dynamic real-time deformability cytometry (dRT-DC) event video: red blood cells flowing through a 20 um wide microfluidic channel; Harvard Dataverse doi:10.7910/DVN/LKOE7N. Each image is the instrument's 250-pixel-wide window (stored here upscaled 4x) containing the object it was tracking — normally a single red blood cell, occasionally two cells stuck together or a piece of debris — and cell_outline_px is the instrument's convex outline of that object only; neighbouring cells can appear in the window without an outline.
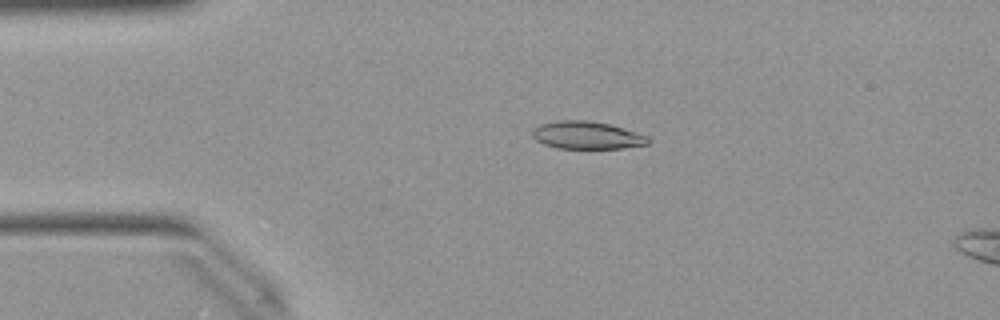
{"species": "Egyptian fruit bat (a non-hibernating species)", "species_latin": "Rousettus aegyptiacus", "temperature_condition": "warm", "stored_images_in_passage": 50, "camera_frame_rate_fps": 3000, "um_per_image_px": 0.085, "animal": {"sex": "female"}, "frame": {"image": 1, "passage_image": 10, "time_ms": 3.0, "image_size_px": [1000, 320], "cell_outline_px": [[652, 140], [648, 144], [624, 148], [556, 148], [544, 144], [536, 140], [532, 136], [532, 128], [540, 124], [556, 120], [588, 120], [608, 124], [636, 132], [648, 136]], "centroid_in_image_um": [49.87, 11.49], "position_along_channel_um": 35.1, "area_um2": 18.73}}
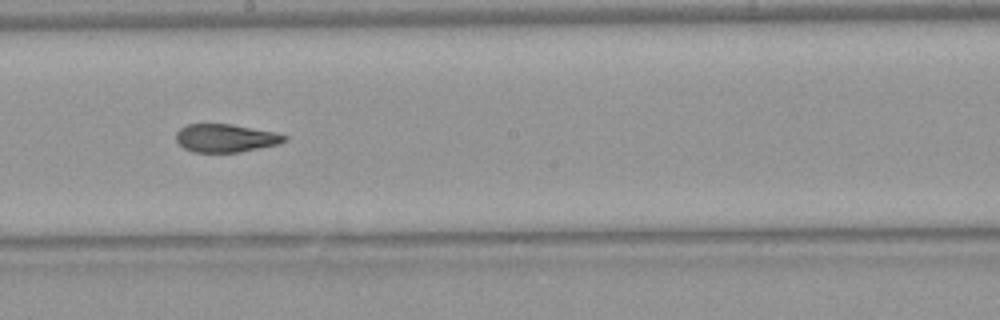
{"frame": {"image": 2, "passage_image": 27, "time_ms": 8.667, "image_size_px": [1000, 320], "cell_outline_px": [[288, 140], [276, 144], [240, 152], [196, 152], [184, 148], [176, 140], [176, 132], [180, 128], [188, 124], [232, 124], [276, 132], [288, 136]], "centroid_in_image_um": [19.19, 11.73], "position_along_channel_um": 229.0, "area_um2": 17.69}}
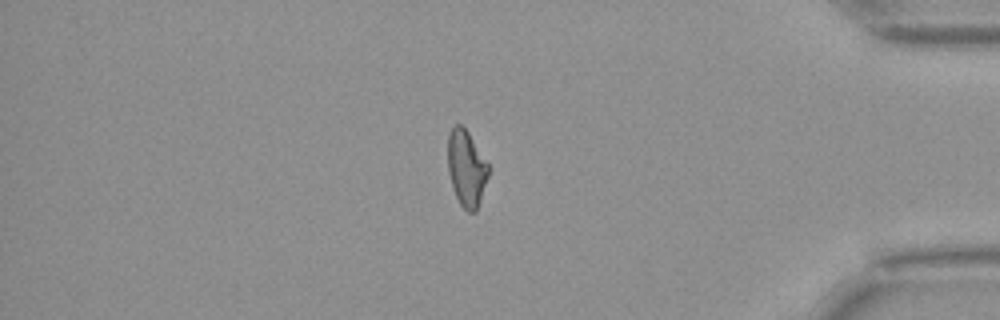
{"frame": {"image": 3, "passage_image": 42, "time_ms": 13.667, "image_size_px": [1000, 320], "cell_outline_px": [[488, 176], [476, 212], [468, 212], [460, 204], [456, 196], [448, 172], [448, 132], [456, 124], [460, 124], [468, 132], [488, 164]], "centroid_in_image_um": [39.63, 14.3], "position_along_channel_um": 395.6, "area_um2": 17.74}, "authors_computed_cell_mechanics": {"area_um2": 18.7272, "velocity_mm_per_s": 4.0374, "shape_relaxation_time_tau1_ms": 6.7646, "shape_relaxation_time_tau2_ms": 1.7739, "deformation_change_tau1": 0.203, "deformation_change_tau2": 0.0922}}